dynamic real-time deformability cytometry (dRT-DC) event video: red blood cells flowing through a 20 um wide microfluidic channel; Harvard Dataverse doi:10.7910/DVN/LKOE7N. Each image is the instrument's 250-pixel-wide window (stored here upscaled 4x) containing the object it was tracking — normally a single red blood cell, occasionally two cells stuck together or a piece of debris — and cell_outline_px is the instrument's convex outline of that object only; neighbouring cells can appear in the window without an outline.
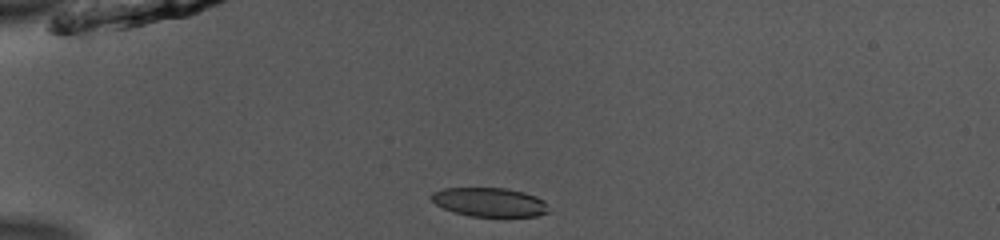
{"species": "common noctule bat (a hibernating species)", "species_latin": "Nyctalus noctula", "temperature_condition": "room temperature", "stored_images_in_passage": 39, "camera_frame_rate_fps": 3000, "um_per_image_px": 0.085, "animal": {"sex": "male", "body_mass_g": 13.0, "forearm_length_mm": 53.1}, "frame": {"image": 1, "passage_image": 1, "time_ms": 0.0, "image_size_px": [1000, 240], "cell_outline_px": [[548, 212], [536, 216], [472, 216], [452, 212], [436, 204], [428, 196], [432, 192], [444, 188], [508, 188], [524, 192], [536, 196], [544, 200]], "centroid_in_image_um": [41.58, 17.17], "position_along_channel_um": 43.4, "area_um2": 19.77}}
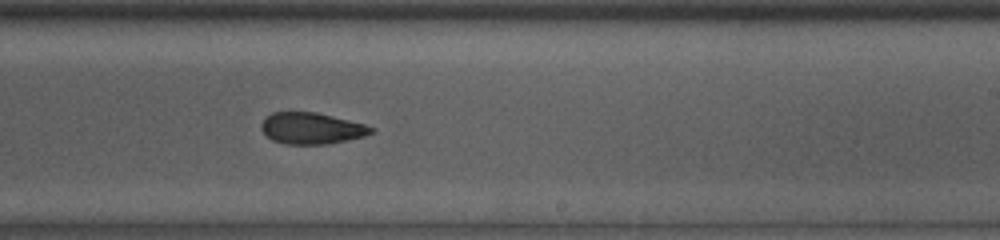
{"frame": {"image": 2, "passage_image": 20, "time_ms": 6.333, "image_size_px": [1000, 240], "cell_outline_px": [[376, 132], [364, 136], [328, 144], [284, 144], [272, 140], [260, 128], [260, 124], [272, 112], [316, 112], [364, 124], [376, 128]], "centroid_in_image_um": [26.5, 10.91], "position_along_channel_um": 262.5, "area_um2": 20.06}}
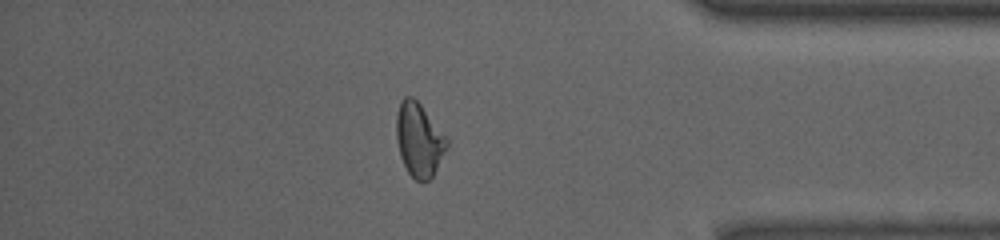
{"frame": {"image": 3, "passage_image": 32, "time_ms": 10.333, "image_size_px": [1000, 240], "cell_outline_px": [[448, 144], [432, 176], [428, 180], [416, 180], [408, 172], [400, 156], [396, 140], [396, 116], [400, 100], [404, 96], [412, 96], [420, 104], [448, 140]], "centroid_in_image_um": [35.57, 11.85], "position_along_channel_um": 399.6, "area_um2": 21.21}, "authors_computed_cell_mechanics": {"area_um2": 21.6172, "velocity_mm_per_s": 3.9316, "shape_relaxation_time_tau1_ms": 5.3453, "shape_relaxation_time_tau2_ms": 3.3306, "deformation_change_tau1": 0.1253, "deformation_change_tau2": 0.1115}}